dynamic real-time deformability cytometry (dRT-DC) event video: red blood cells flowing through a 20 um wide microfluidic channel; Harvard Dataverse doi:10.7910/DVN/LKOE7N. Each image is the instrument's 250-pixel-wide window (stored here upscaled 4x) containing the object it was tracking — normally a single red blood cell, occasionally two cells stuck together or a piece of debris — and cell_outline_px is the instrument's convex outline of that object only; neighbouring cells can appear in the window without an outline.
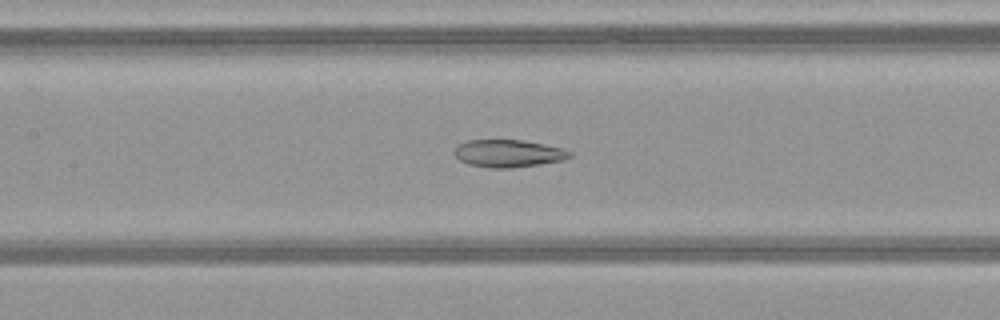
{"species": "common noctule bat (a hibernating species)", "species_latin": "Nyctalus noctula", "temperature_condition": "warm", "stored_images_in_passage": 51, "camera_frame_rate_fps": 3000, "um_per_image_px": 0.085, "animal": {"sex": "female", "body_mass_g": 21.9}, "frame": {"image": 1, "passage_image": 25, "time_ms": 8.0, "image_size_px": [1000, 320], "cell_outline_px": [[572, 156], [564, 160], [540, 164], [512, 168], [492, 168], [468, 164], [460, 160], [452, 152], [460, 144], [468, 140], [524, 140], [564, 148], [572, 152]], "centroid_in_image_um": [43.25, 13.04], "position_along_channel_um": 164.2, "area_um2": 18.55}}
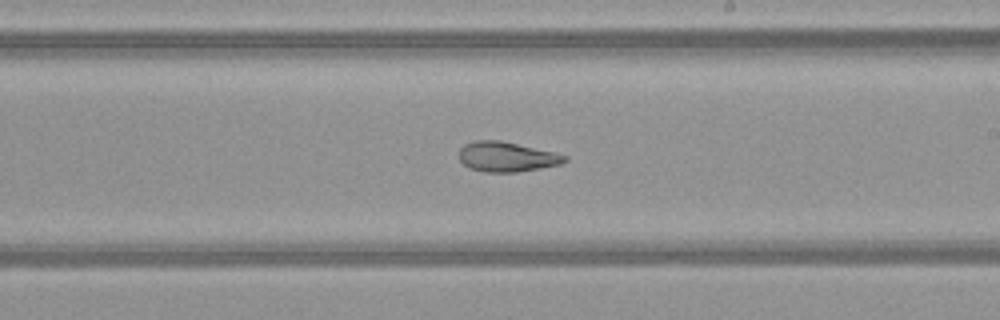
{"frame": {"image": 2, "passage_image": 31, "time_ms": 10.0, "image_size_px": [1000, 320], "cell_outline_px": [[568, 160], [560, 164], [540, 168], [516, 172], [484, 172], [468, 168], [460, 160], [460, 148], [464, 144], [476, 140], [500, 140], [552, 152], [568, 156]], "centroid_in_image_um": [43.04, 13.33], "position_along_channel_um": 246.0, "area_um2": 18.26}}
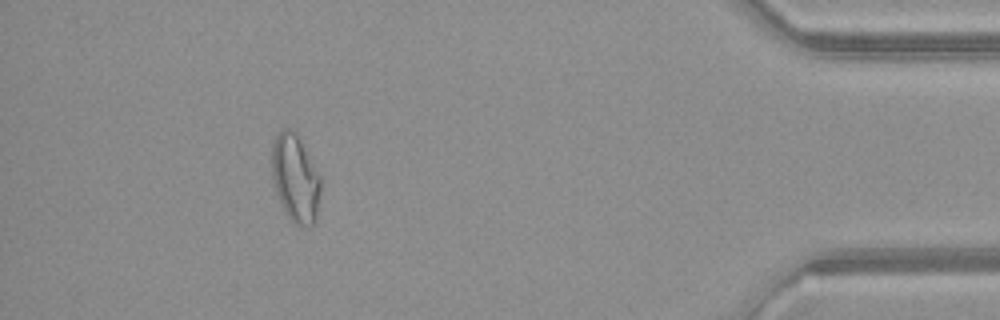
{"frame": {"image": 3, "passage_image": 47, "time_ms": 15.333, "image_size_px": [1000, 320], "cell_outline_px": [[324, 180], [316, 220], [312, 228], [304, 228], [296, 224], [284, 212], [272, 180], [272, 140], [276, 132], [280, 128], [288, 128], [296, 132], [324, 176]], "centroid_in_image_um": [25.17, 15.14], "position_along_channel_um": 410.0, "area_um2": 26.41}, "authors_computed_cell_mechanics": {"area_um2": 23.8136, "velocity_mm_per_s": 4.0974, "shape_relaxation_time_tau1_ms": null, "shape_relaxation_time_tau2_ms": 1.8595, "deformation_change_tau1": null, "deformation_change_tau2": 0.0851}}